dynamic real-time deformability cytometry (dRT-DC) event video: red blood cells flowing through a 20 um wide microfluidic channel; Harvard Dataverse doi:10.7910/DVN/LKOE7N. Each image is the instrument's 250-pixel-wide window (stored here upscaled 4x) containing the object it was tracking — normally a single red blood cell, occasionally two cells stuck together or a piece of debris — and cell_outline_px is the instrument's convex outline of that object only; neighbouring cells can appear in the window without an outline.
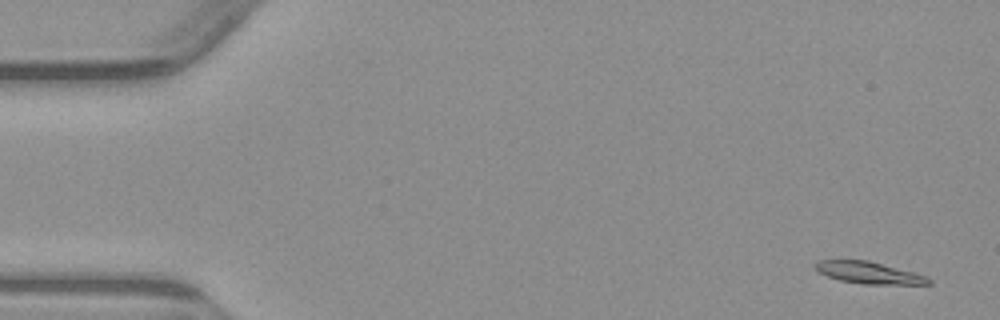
{"species": "common noctule bat (a hibernating species)", "species_latin": "Nyctalus noctula", "temperature_condition": "warm", "stored_images_in_passage": 7, "camera_frame_rate_fps": 3000, "um_per_image_px": 0.085, "animal": {"sex": "male", "body_mass_g": 23.1, "forearm_length_mm": 52.7}, "frame": {"image": 1, "passage_image": 1, "time_ms": 0.0, "image_size_px": [1000, 320], "cell_outline_px": [[932, 284], [864, 284], [840, 280], [828, 276], [812, 268], [812, 264], [816, 260], [868, 260], [912, 272], [924, 276], [932, 280]], "centroid_in_image_um": [73.78, 23.17], "position_along_channel_um": 11.2, "area_um2": 14.33}}
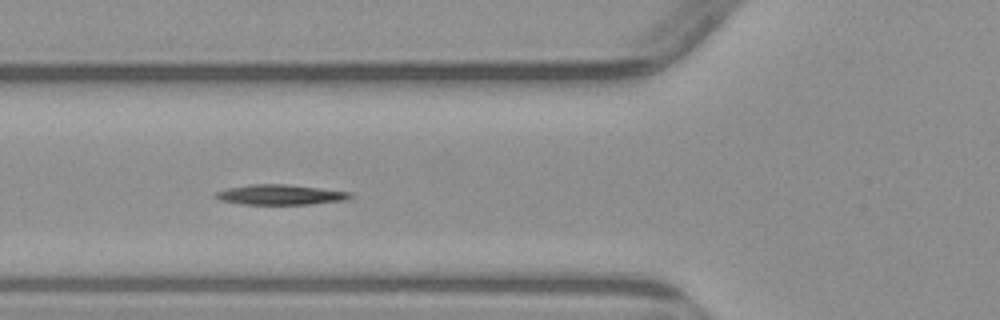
{"frame": {"image": 2, "passage_image": 5, "time_ms": 5.667, "image_size_px": [1000, 320], "cell_outline_px": [[352, 196], [344, 200], [308, 204], [240, 204], [220, 200], [212, 196], [216, 192], [228, 188], [248, 184], [284, 184], [352, 192]], "centroid_in_image_um": [23.76, 16.54], "position_along_channel_um": 102.0, "area_um2": 15.66}}
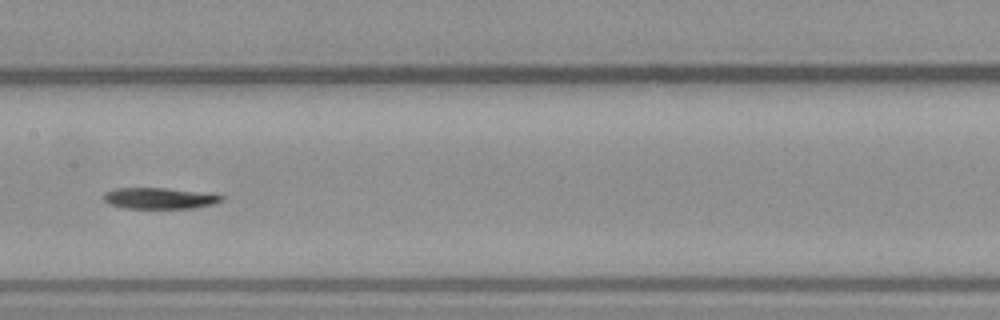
{"frame": {"image": 3, "passage_image": 7, "time_ms": 8.0, "image_size_px": [1000, 320], "cell_outline_px": [[224, 200], [216, 204], [196, 208], [124, 208], [108, 204], [104, 200], [104, 192], [116, 188], [164, 188], [224, 196]], "centroid_in_image_um": [13.52, 16.87], "position_along_channel_um": 193.9, "area_um2": 14.39}}